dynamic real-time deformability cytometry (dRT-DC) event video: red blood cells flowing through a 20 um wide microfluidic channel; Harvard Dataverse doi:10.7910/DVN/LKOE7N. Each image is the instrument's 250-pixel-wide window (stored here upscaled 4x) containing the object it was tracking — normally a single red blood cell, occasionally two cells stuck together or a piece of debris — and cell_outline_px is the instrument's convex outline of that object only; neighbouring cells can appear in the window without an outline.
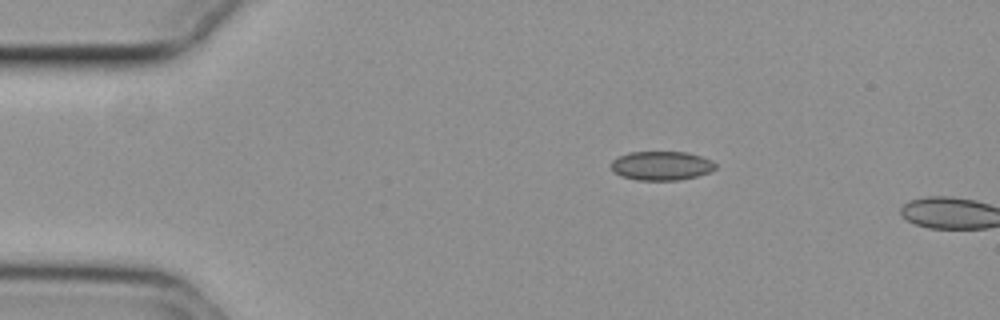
{"species": "common noctule bat (a hibernating species)", "species_latin": "Nyctalus noctula", "temperature_condition": "cold", "stored_images_in_passage": 4, "camera_frame_rate_fps": 3000, "um_per_image_px": 0.085, "animal": {"sex": "female", "body_mass_g": 29.2, "forearm_length_mm": 56.3}, "frame": {"image": 1, "passage_image": 1, "time_ms": 0.0, "image_size_px": [1000, 320], "cell_outline_px": [[716, 168], [712, 172], [680, 180], [636, 180], [620, 176], [612, 172], [612, 160], [628, 152], [688, 152], [700, 156], [716, 164]], "centroid_in_image_um": [56.2, 14.09], "position_along_channel_um": 28.8, "area_um2": 17.69}}